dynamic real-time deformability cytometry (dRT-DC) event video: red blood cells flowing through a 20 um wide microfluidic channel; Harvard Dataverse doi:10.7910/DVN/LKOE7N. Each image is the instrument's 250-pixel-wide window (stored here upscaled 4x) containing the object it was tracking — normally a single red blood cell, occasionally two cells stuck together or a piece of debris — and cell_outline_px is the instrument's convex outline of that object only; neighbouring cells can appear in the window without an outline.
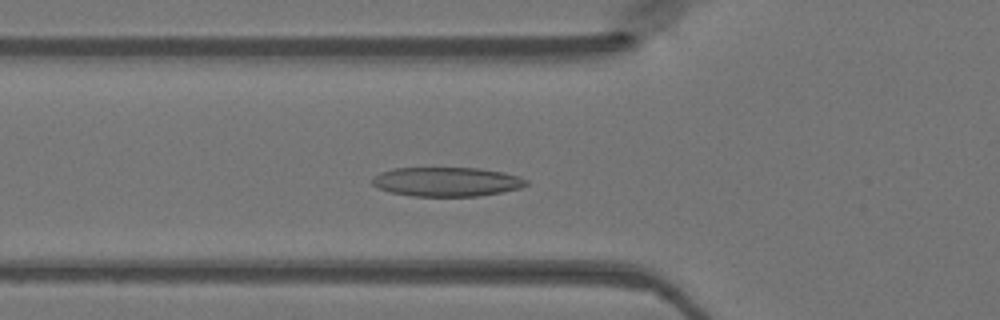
{"species": "Egyptian fruit bat (a non-hibernating species)", "species_latin": "Rousettus aegyptiacus", "temperature_condition": "warm", "stored_images_in_passage": 47, "camera_frame_rate_fps": 3000, "um_per_image_px": 0.085, "animal": {"sex": "female"}, "frame": {"image": 1, "passage_image": 16, "time_ms": 5.0, "image_size_px": [1000, 320], "cell_outline_px": [[528, 184], [520, 188], [500, 192], [476, 196], [412, 196], [388, 192], [376, 188], [372, 184], [372, 180], [380, 172], [392, 168], [480, 168], [504, 172], [520, 176], [528, 180]], "centroid_in_image_um": [37.96, 15.44], "position_along_channel_um": 87.8, "area_um2": 26.36}}
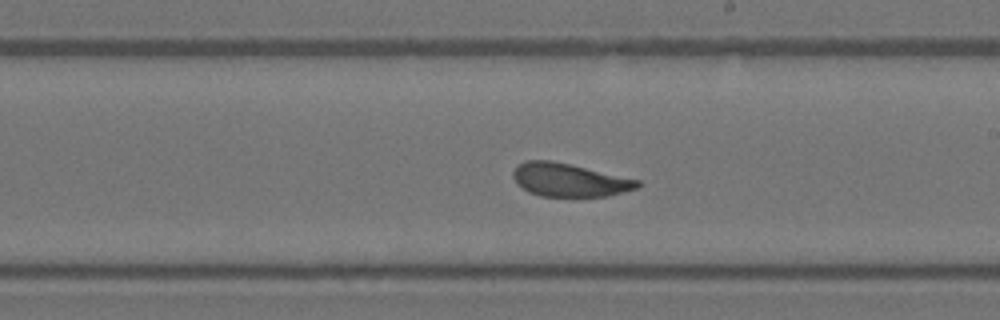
{"frame": {"image": 2, "passage_image": 27, "time_ms": 8.667, "image_size_px": [1000, 320], "cell_outline_px": [[640, 184], [636, 188], [608, 196], [540, 196], [528, 192], [516, 184], [512, 176], [512, 172], [524, 160], [552, 160], [640, 180]], "centroid_in_image_um": [48.34, 15.29], "position_along_channel_um": 240.7, "area_um2": 23.99}}
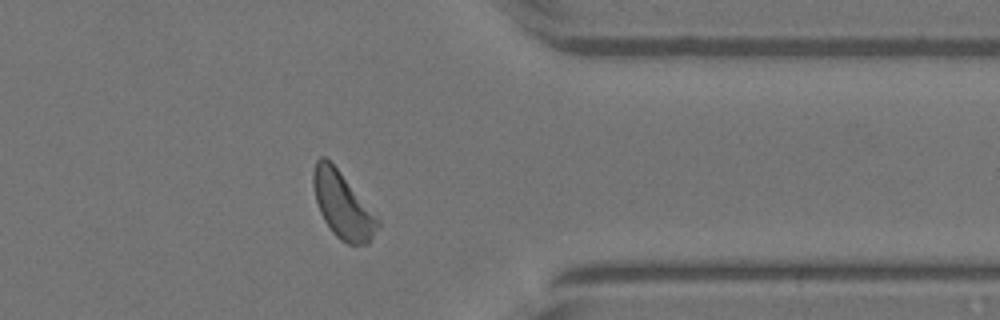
{"frame": {"image": 3, "passage_image": 38, "time_ms": 12.333, "image_size_px": [1000, 320], "cell_outline_px": [[380, 224], [368, 244], [348, 244], [340, 240], [332, 232], [324, 220], [320, 212], [316, 200], [312, 184], [312, 172], [316, 160], [320, 156], [324, 156], [340, 172], [380, 220]], "centroid_in_image_um": [29.1, 17.45], "position_along_channel_um": 382.3, "area_um2": 24.51}}